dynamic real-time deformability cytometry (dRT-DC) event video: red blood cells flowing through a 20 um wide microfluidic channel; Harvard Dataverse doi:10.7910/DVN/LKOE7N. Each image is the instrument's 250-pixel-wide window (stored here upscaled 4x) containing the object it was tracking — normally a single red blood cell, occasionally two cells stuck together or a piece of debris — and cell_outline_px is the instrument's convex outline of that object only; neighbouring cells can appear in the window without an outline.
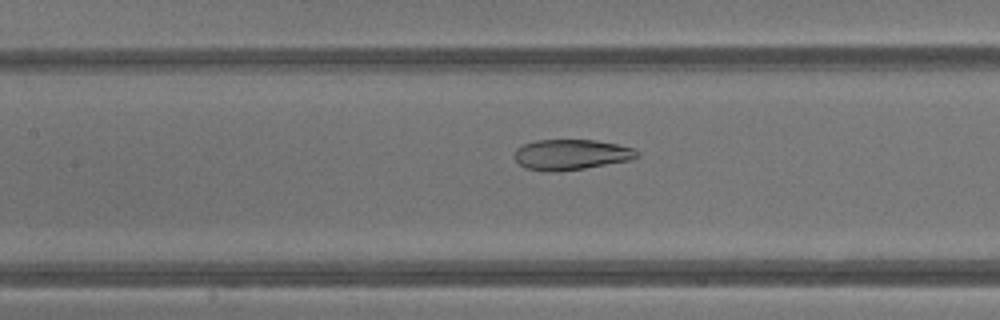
{"species": "common noctule bat (a hibernating species)", "species_latin": "Nyctalus noctula", "temperature_condition": "warm", "stored_images_in_passage": 31, "camera_frame_rate_fps": 3000, "um_per_image_px": 0.085, "animal": {"sex": "male", "body_mass_g": 13.3}, "frame": {"image": 1, "passage_image": 11, "time_ms": 3.333, "image_size_px": [1000, 320], "cell_outline_px": [[640, 156], [628, 160], [584, 168], [548, 172], [524, 168], [516, 160], [516, 148], [524, 144], [536, 140], [596, 140], [616, 144], [632, 148], [640, 152]], "centroid_in_image_um": [48.54, 13.13], "position_along_channel_um": 158.9, "area_um2": 21.5}}
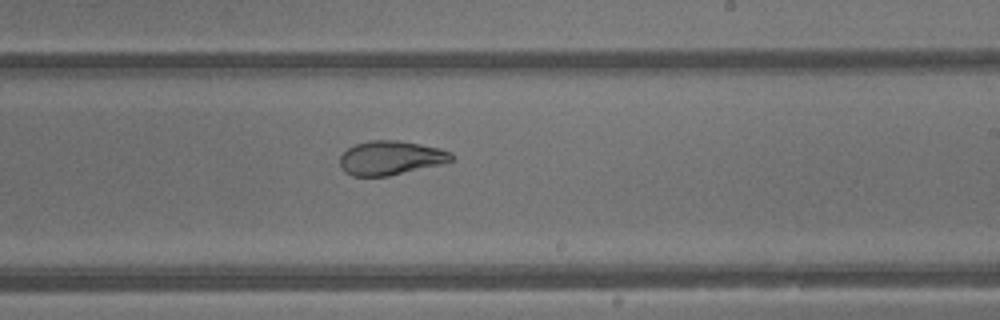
{"frame": {"image": 2, "passage_image": 17, "time_ms": 5.333, "image_size_px": [1000, 320], "cell_outline_px": [[452, 160], [440, 164], [388, 176], [352, 176], [344, 172], [340, 168], [340, 156], [348, 148], [356, 144], [368, 140], [396, 140], [420, 144], [440, 148], [448, 152], [452, 156]], "centroid_in_image_um": [33.14, 13.42], "position_along_channel_um": 255.9, "area_um2": 21.96}}
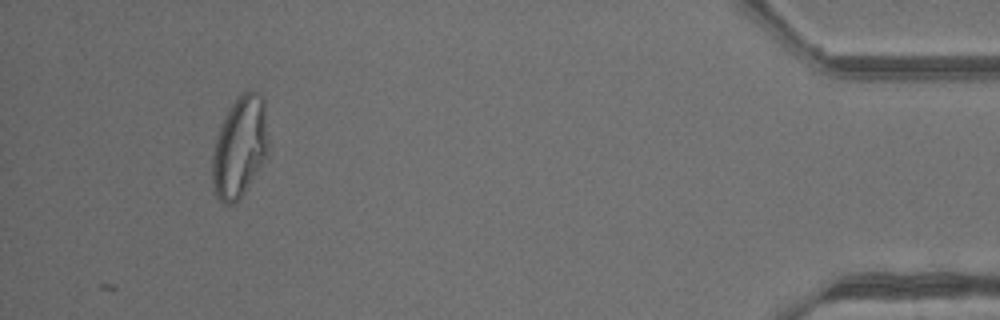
{"frame": {"image": 3, "passage_image": 31, "time_ms": 10.0, "image_size_px": [1000, 320], "cell_outline_px": [[268, 148], [260, 164], [240, 196], [232, 204], [224, 204], [212, 192], [212, 156], [216, 136], [220, 124], [236, 96], [248, 88], [260, 92], [264, 96], [268, 140]], "centroid_in_image_um": [20.35, 12.39], "position_along_channel_um": 414.9, "area_um2": 32.95}, "authors_computed_cell_mechanics": {"area_um2": 22.0218, "velocity_mm_per_s": 4.8646, "shape_relaxation_time_tau1_ms": null, "shape_relaxation_time_tau2_ms": 1.0261, "deformation_change_tau1": null, "deformation_change_tau2": 0.0423}}